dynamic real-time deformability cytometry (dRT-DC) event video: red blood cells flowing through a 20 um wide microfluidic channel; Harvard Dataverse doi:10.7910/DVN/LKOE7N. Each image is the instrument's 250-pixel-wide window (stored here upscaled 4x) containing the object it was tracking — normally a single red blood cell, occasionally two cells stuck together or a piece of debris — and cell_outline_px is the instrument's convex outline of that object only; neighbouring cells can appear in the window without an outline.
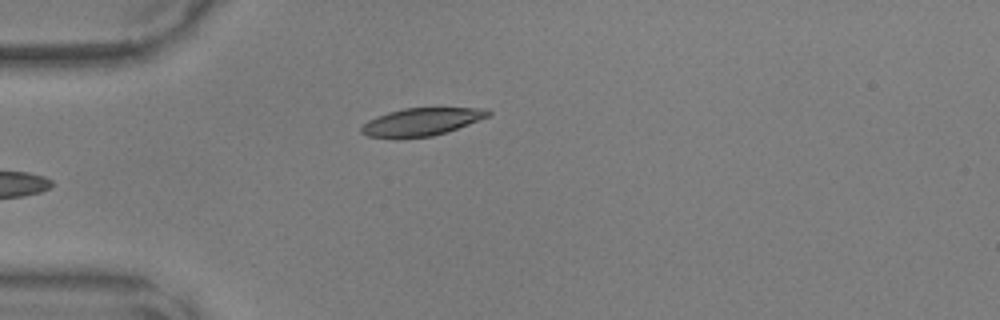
{"species": "common noctule bat (a hibernating species)", "species_latin": "Nyctalus noctula", "temperature_condition": "warm", "stored_images_in_passage": 28, "camera_frame_rate_fps": 3000, "um_per_image_px": 0.085, "animal": {"sex": "male", "body_mass_g": 17.9, "forearm_length_mm": 54.2}, "frame": {"image": 1, "passage_image": 1, "time_ms": 0.0, "image_size_px": [1000, 320], "cell_outline_px": [[492, 112], [488, 116], [468, 124], [432, 136], [400, 140], [396, 140], [368, 136], [360, 132], [360, 128], [368, 120], [376, 116], [388, 112], [404, 108], [480, 108]], "centroid_in_image_um": [35.72, 10.39], "position_along_channel_um": 49.3, "area_um2": 20.63}}
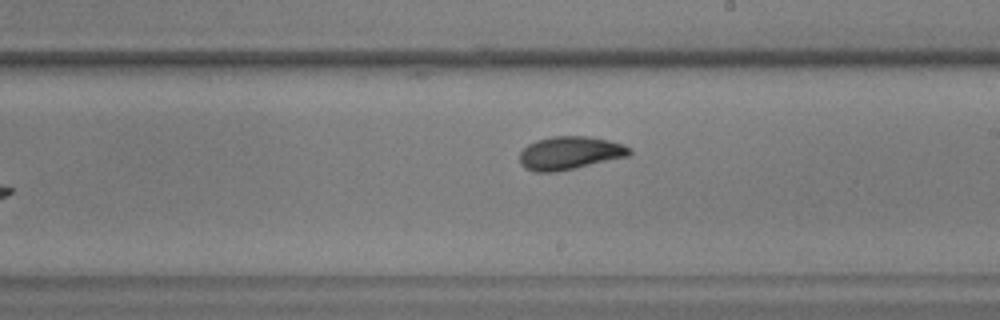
{"frame": {"image": 2, "passage_image": 16, "time_ms": 5.0, "image_size_px": [1000, 320], "cell_outline_px": [[632, 152], [628, 156], [576, 168], [556, 172], [536, 172], [524, 168], [520, 164], [520, 152], [528, 144], [536, 140], [552, 136], [588, 136], [608, 140], [624, 144], [632, 148]], "centroid_in_image_um": [48.44, 13.0], "position_along_channel_um": 240.6, "area_um2": 21.39}}
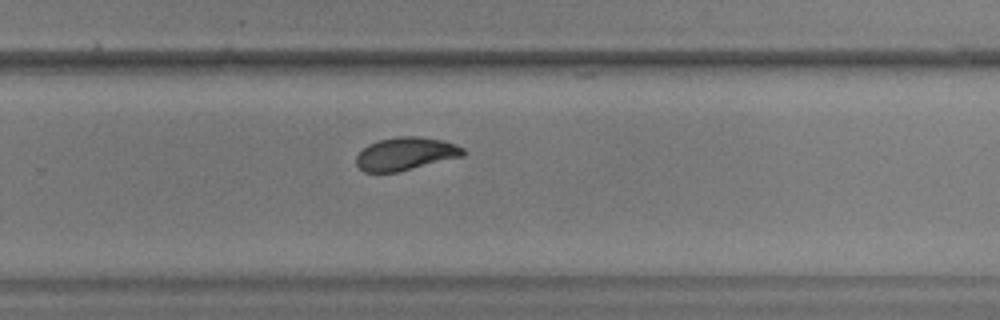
{"frame": {"image": 3, "passage_image": 20, "time_ms": 6.333, "image_size_px": [1000, 320], "cell_outline_px": [[464, 156], [396, 172], [364, 172], [356, 164], [356, 156], [368, 144], [376, 140], [400, 136], [420, 136], [444, 140], [456, 144], [464, 148]], "centroid_in_image_um": [34.48, 13.05], "position_along_channel_um": 295.3, "area_um2": 20.58}}